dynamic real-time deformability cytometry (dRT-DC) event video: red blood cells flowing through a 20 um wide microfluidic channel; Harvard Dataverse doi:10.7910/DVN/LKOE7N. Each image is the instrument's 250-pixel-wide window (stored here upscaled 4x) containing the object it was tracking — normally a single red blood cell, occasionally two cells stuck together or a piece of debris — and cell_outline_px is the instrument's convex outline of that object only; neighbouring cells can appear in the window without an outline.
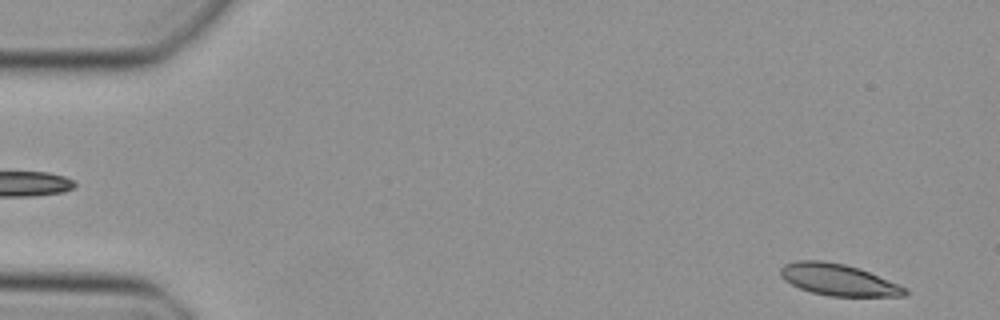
{"species": "Egyptian fruit bat (a non-hibernating species)", "species_latin": "Rousettus aegyptiacus", "temperature_condition": "cold", "stored_images_in_passage": 47, "camera_frame_rate_fps": 3000, "um_per_image_px": 0.085, "animal": {"sex": "female"}, "frame": {"image": 1, "passage_image": 2, "time_ms": 0.333, "image_size_px": [1000, 320], "cell_outline_px": [[908, 292], [904, 296], [828, 296], [812, 292], [800, 288], [784, 280], [780, 276], [780, 268], [784, 264], [796, 260], [824, 260], [844, 264], [868, 272], [908, 288]], "centroid_in_image_um": [71.22, 23.77], "position_along_channel_um": 13.8, "area_um2": 22.77}}
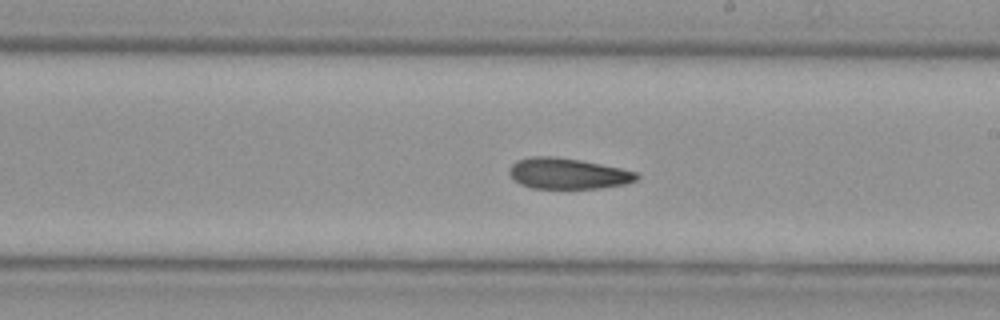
{"frame": {"image": 2, "passage_image": 27, "time_ms": 8.667, "image_size_px": [1000, 320], "cell_outline_px": [[640, 176], [636, 180], [624, 184], [600, 188], [532, 188], [520, 184], [508, 172], [512, 164], [516, 160], [532, 156], [556, 156], [580, 160], [620, 168], [636, 172]], "centroid_in_image_um": [48.25, 14.74], "position_along_channel_um": 240.7, "area_um2": 22.77}}
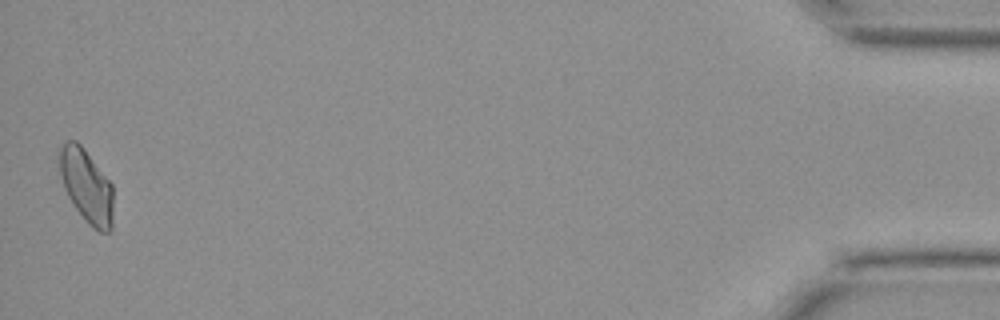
{"frame": {"image": 3, "passage_image": 47, "time_ms": 15.333, "image_size_px": [1000, 320], "cell_outline_px": [[112, 232], [100, 232], [92, 228], [88, 224], [76, 208], [68, 196], [64, 188], [56, 156], [56, 148], [68, 140], [76, 140], [84, 148], [112, 184]], "centroid_in_image_um": [7.31, 15.76], "position_along_channel_um": 427.9, "area_um2": 23.35}}